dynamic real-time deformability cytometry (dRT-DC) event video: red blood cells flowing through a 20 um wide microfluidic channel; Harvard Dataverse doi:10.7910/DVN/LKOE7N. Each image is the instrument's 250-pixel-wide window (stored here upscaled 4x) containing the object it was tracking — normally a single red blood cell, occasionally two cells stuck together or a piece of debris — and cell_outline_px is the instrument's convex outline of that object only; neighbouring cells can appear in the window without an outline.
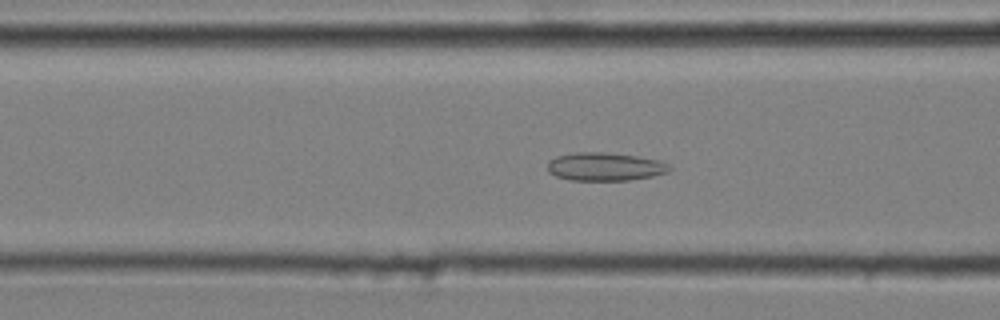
{"species": "common noctule bat (a hibernating species)", "species_latin": "Nyctalus noctula", "temperature_condition": "cold", "stored_images_in_passage": 48, "camera_frame_rate_fps": 3000, "um_per_image_px": 0.085, "animal": {"sex": "male", "body_mass_g": 20.4}, "frame": {"image": 1, "passage_image": 20, "time_ms": 6.333, "image_size_px": [1000, 320], "cell_outline_px": [[672, 168], [668, 172], [652, 176], [628, 180], [572, 180], [556, 176], [548, 172], [548, 160], [556, 156], [576, 152], [604, 152], [636, 156], [656, 160], [668, 164]], "centroid_in_image_um": [51.39, 14.16], "position_along_channel_um": 115.2, "area_um2": 19.94}}
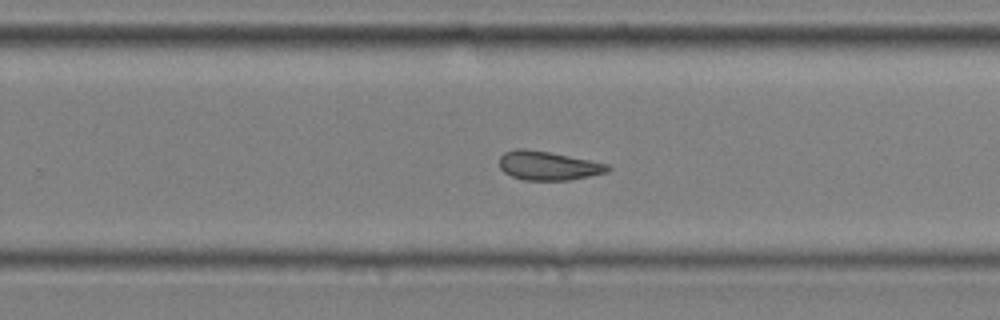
{"frame": {"image": 2, "passage_image": 34, "time_ms": 11.0, "image_size_px": [1000, 320], "cell_outline_px": [[612, 168], [608, 172], [568, 180], [524, 180], [512, 176], [504, 172], [500, 168], [500, 156], [504, 152], [516, 148], [524, 148], [548, 152], [608, 164]], "centroid_in_image_um": [46.57, 14.08], "position_along_channel_um": 283.2, "area_um2": 18.09}}
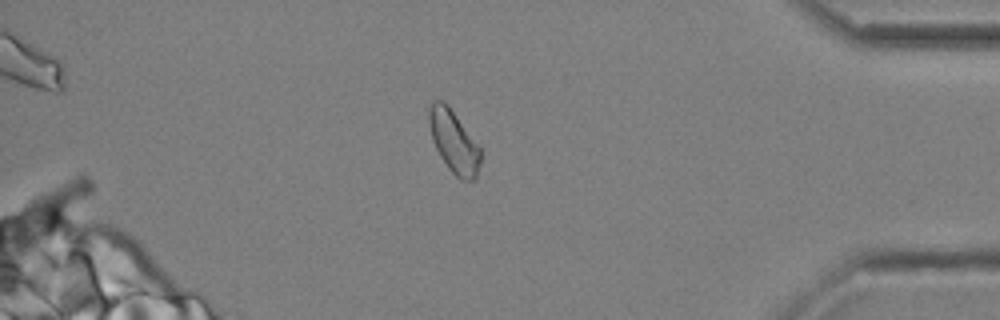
{"frame": {"image": 3, "passage_image": 46, "time_ms": 15.0, "image_size_px": [1000, 320], "cell_outline_px": [[480, 164], [476, 176], [472, 180], [460, 180], [448, 168], [440, 156], [432, 140], [428, 124], [428, 108], [432, 100], [444, 100], [448, 104], [480, 148]], "centroid_in_image_um": [38.53, 12.0], "position_along_channel_um": 396.7, "area_um2": 18.73}, "authors_computed_cell_mechanics": {"area_um2": 19.2185, "velocity_mm_per_s": 3.609, "shape_relaxation_time_tau1_ms": null, "shape_relaxation_time_tau2_ms": 2.5245, "deformation_change_tau1": null, "deformation_change_tau2": 0.0982}}